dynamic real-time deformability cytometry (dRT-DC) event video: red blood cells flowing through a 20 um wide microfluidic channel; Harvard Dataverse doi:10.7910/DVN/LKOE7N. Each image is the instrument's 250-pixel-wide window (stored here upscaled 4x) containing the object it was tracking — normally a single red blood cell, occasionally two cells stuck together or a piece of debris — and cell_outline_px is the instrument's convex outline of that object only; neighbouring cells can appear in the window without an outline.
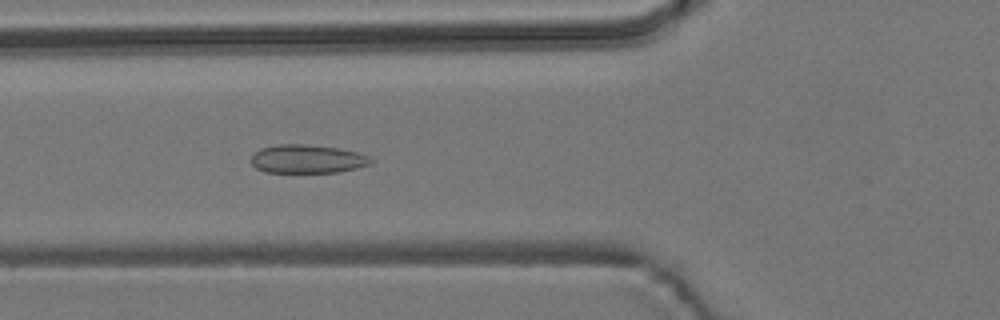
{"species": "common noctule bat (a hibernating species)", "species_latin": "Nyctalus noctula", "temperature_condition": "room temperature", "stored_images_in_passage": 56, "camera_frame_rate_fps": 3000, "um_per_image_px": 0.085, "animal": {"sex": "male", "body_mass_g": 19.2, "forearm_length_mm": 51.8}, "frame": {"image": 1, "passage_image": 21, "time_ms": 6.667, "image_size_px": [1000, 320], "cell_outline_px": [[372, 164], [340, 172], [264, 172], [256, 168], [252, 164], [252, 156], [260, 148], [276, 144], [304, 144], [336, 148], [356, 152], [368, 156], [372, 160]], "centroid_in_image_um": [26.11, 13.51], "position_along_channel_um": 99.7, "area_um2": 19.77}}
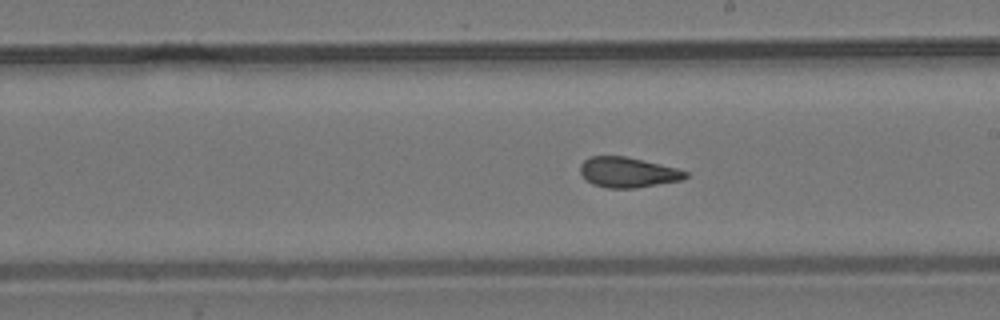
{"frame": {"image": 2, "passage_image": 32, "time_ms": 10.333, "image_size_px": [1000, 320], "cell_outline_px": [[688, 176], [684, 180], [636, 188], [608, 188], [592, 184], [580, 172], [580, 164], [584, 160], [592, 156], [624, 156], [644, 160], [676, 168], [688, 172]], "centroid_in_image_um": [53.39, 14.65], "position_along_channel_um": 235.6, "area_um2": 18.55}}
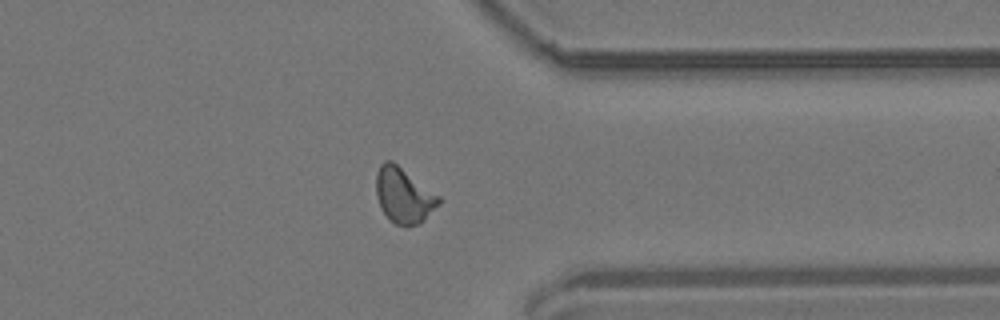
{"frame": {"image": 3, "passage_image": 44, "time_ms": 14.333, "image_size_px": [1000, 320], "cell_outline_px": [[440, 204], [420, 224], [396, 224], [384, 212], [376, 196], [376, 176], [380, 164], [384, 160], [392, 160], [440, 196]], "centroid_in_image_um": [34.33, 16.57], "position_along_channel_um": 377.1, "area_um2": 19.88}, "authors_computed_cell_mechanics": {"area_um2": 19.2474, "velocity_mm_per_s": 3.7039, "shape_relaxation_time_tau1_ms": null, "shape_relaxation_time_tau2_ms": 1.4249, "deformation_change_tau1": null, "deformation_change_tau2": 0.091}}